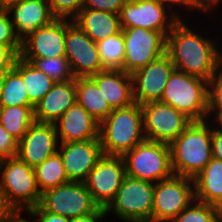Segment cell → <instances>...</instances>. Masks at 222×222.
I'll return each mask as SVG.
<instances>
[{"mask_svg":"<svg viewBox=\"0 0 222 222\" xmlns=\"http://www.w3.org/2000/svg\"><path fill=\"white\" fill-rule=\"evenodd\" d=\"M212 88V89H211ZM222 111V69L219 67L208 80V110L207 115L214 111Z\"/></svg>","mask_w":222,"mask_h":222,"instance_id":"cell-33","label":"cell"},{"mask_svg":"<svg viewBox=\"0 0 222 222\" xmlns=\"http://www.w3.org/2000/svg\"><path fill=\"white\" fill-rule=\"evenodd\" d=\"M125 176L122 156L103 155L88 174L84 185L99 207L106 208L115 198Z\"/></svg>","mask_w":222,"mask_h":222,"instance_id":"cell-14","label":"cell"},{"mask_svg":"<svg viewBox=\"0 0 222 222\" xmlns=\"http://www.w3.org/2000/svg\"><path fill=\"white\" fill-rule=\"evenodd\" d=\"M23 59L30 62L38 70L44 72L55 82H66L69 80H75V76L66 57Z\"/></svg>","mask_w":222,"mask_h":222,"instance_id":"cell-31","label":"cell"},{"mask_svg":"<svg viewBox=\"0 0 222 222\" xmlns=\"http://www.w3.org/2000/svg\"><path fill=\"white\" fill-rule=\"evenodd\" d=\"M34 106L28 99L21 75L13 68L6 73L0 97V107Z\"/></svg>","mask_w":222,"mask_h":222,"instance_id":"cell-30","label":"cell"},{"mask_svg":"<svg viewBox=\"0 0 222 222\" xmlns=\"http://www.w3.org/2000/svg\"><path fill=\"white\" fill-rule=\"evenodd\" d=\"M195 1L203 11L208 12L209 10H211V7H213L217 3L219 4L221 0H195Z\"/></svg>","mask_w":222,"mask_h":222,"instance_id":"cell-44","label":"cell"},{"mask_svg":"<svg viewBox=\"0 0 222 222\" xmlns=\"http://www.w3.org/2000/svg\"><path fill=\"white\" fill-rule=\"evenodd\" d=\"M125 43L123 71L133 74L166 53V37L145 28H122Z\"/></svg>","mask_w":222,"mask_h":222,"instance_id":"cell-10","label":"cell"},{"mask_svg":"<svg viewBox=\"0 0 222 222\" xmlns=\"http://www.w3.org/2000/svg\"><path fill=\"white\" fill-rule=\"evenodd\" d=\"M52 123L34 121L18 142L17 158L35 168L58 151V136Z\"/></svg>","mask_w":222,"mask_h":222,"instance_id":"cell-16","label":"cell"},{"mask_svg":"<svg viewBox=\"0 0 222 222\" xmlns=\"http://www.w3.org/2000/svg\"><path fill=\"white\" fill-rule=\"evenodd\" d=\"M166 9L158 0H128L119 13L121 27L145 28L167 37L180 17L174 12L168 18Z\"/></svg>","mask_w":222,"mask_h":222,"instance_id":"cell-13","label":"cell"},{"mask_svg":"<svg viewBox=\"0 0 222 222\" xmlns=\"http://www.w3.org/2000/svg\"><path fill=\"white\" fill-rule=\"evenodd\" d=\"M128 0H85L82 9H95L110 13H120Z\"/></svg>","mask_w":222,"mask_h":222,"instance_id":"cell-38","label":"cell"},{"mask_svg":"<svg viewBox=\"0 0 222 222\" xmlns=\"http://www.w3.org/2000/svg\"><path fill=\"white\" fill-rule=\"evenodd\" d=\"M122 158L127 176L157 183L173 175L167 143L145 139Z\"/></svg>","mask_w":222,"mask_h":222,"instance_id":"cell-5","label":"cell"},{"mask_svg":"<svg viewBox=\"0 0 222 222\" xmlns=\"http://www.w3.org/2000/svg\"><path fill=\"white\" fill-rule=\"evenodd\" d=\"M20 52L21 46H6L0 44V73H7L14 68Z\"/></svg>","mask_w":222,"mask_h":222,"instance_id":"cell-36","label":"cell"},{"mask_svg":"<svg viewBox=\"0 0 222 222\" xmlns=\"http://www.w3.org/2000/svg\"><path fill=\"white\" fill-rule=\"evenodd\" d=\"M160 101L183 113L191 121L208 120V81L175 69Z\"/></svg>","mask_w":222,"mask_h":222,"instance_id":"cell-4","label":"cell"},{"mask_svg":"<svg viewBox=\"0 0 222 222\" xmlns=\"http://www.w3.org/2000/svg\"><path fill=\"white\" fill-rule=\"evenodd\" d=\"M6 10H7V8L5 7V5L0 0V12H4Z\"/></svg>","mask_w":222,"mask_h":222,"instance_id":"cell-49","label":"cell"},{"mask_svg":"<svg viewBox=\"0 0 222 222\" xmlns=\"http://www.w3.org/2000/svg\"><path fill=\"white\" fill-rule=\"evenodd\" d=\"M18 140L0 124V160L17 156Z\"/></svg>","mask_w":222,"mask_h":222,"instance_id":"cell-37","label":"cell"},{"mask_svg":"<svg viewBox=\"0 0 222 222\" xmlns=\"http://www.w3.org/2000/svg\"><path fill=\"white\" fill-rule=\"evenodd\" d=\"M143 131L151 141L170 144L192 122L183 113L161 101L141 105Z\"/></svg>","mask_w":222,"mask_h":222,"instance_id":"cell-11","label":"cell"},{"mask_svg":"<svg viewBox=\"0 0 222 222\" xmlns=\"http://www.w3.org/2000/svg\"><path fill=\"white\" fill-rule=\"evenodd\" d=\"M105 215V208L99 207L95 212L71 218L69 222H99Z\"/></svg>","mask_w":222,"mask_h":222,"instance_id":"cell-42","label":"cell"},{"mask_svg":"<svg viewBox=\"0 0 222 222\" xmlns=\"http://www.w3.org/2000/svg\"><path fill=\"white\" fill-rule=\"evenodd\" d=\"M220 215L222 216V201L217 205Z\"/></svg>","mask_w":222,"mask_h":222,"instance_id":"cell-50","label":"cell"},{"mask_svg":"<svg viewBox=\"0 0 222 222\" xmlns=\"http://www.w3.org/2000/svg\"><path fill=\"white\" fill-rule=\"evenodd\" d=\"M60 143L83 142L90 139H99V123L75 102L54 123Z\"/></svg>","mask_w":222,"mask_h":222,"instance_id":"cell-20","label":"cell"},{"mask_svg":"<svg viewBox=\"0 0 222 222\" xmlns=\"http://www.w3.org/2000/svg\"><path fill=\"white\" fill-rule=\"evenodd\" d=\"M90 78L96 83L112 109L125 108L135 103L132 74L123 70H103Z\"/></svg>","mask_w":222,"mask_h":222,"instance_id":"cell-22","label":"cell"},{"mask_svg":"<svg viewBox=\"0 0 222 222\" xmlns=\"http://www.w3.org/2000/svg\"><path fill=\"white\" fill-rule=\"evenodd\" d=\"M7 10L9 14L13 12L11 22L20 44L38 28L56 19L51 11L49 0H20L10 5Z\"/></svg>","mask_w":222,"mask_h":222,"instance_id":"cell-19","label":"cell"},{"mask_svg":"<svg viewBox=\"0 0 222 222\" xmlns=\"http://www.w3.org/2000/svg\"><path fill=\"white\" fill-rule=\"evenodd\" d=\"M97 47L104 70H123L125 43L122 30L97 42Z\"/></svg>","mask_w":222,"mask_h":222,"instance_id":"cell-29","label":"cell"},{"mask_svg":"<svg viewBox=\"0 0 222 222\" xmlns=\"http://www.w3.org/2000/svg\"><path fill=\"white\" fill-rule=\"evenodd\" d=\"M65 57L75 76L90 77L103 71V66L98 53L97 43L94 42L72 20L66 19Z\"/></svg>","mask_w":222,"mask_h":222,"instance_id":"cell-12","label":"cell"},{"mask_svg":"<svg viewBox=\"0 0 222 222\" xmlns=\"http://www.w3.org/2000/svg\"><path fill=\"white\" fill-rule=\"evenodd\" d=\"M216 117H215V120H216V122L218 121V126H221V127H216V130L217 131H220V132H222V111L221 112H216ZM219 128H221V129H219Z\"/></svg>","mask_w":222,"mask_h":222,"instance_id":"cell-46","label":"cell"},{"mask_svg":"<svg viewBox=\"0 0 222 222\" xmlns=\"http://www.w3.org/2000/svg\"><path fill=\"white\" fill-rule=\"evenodd\" d=\"M66 19L38 28L21 44V58L65 57Z\"/></svg>","mask_w":222,"mask_h":222,"instance_id":"cell-18","label":"cell"},{"mask_svg":"<svg viewBox=\"0 0 222 222\" xmlns=\"http://www.w3.org/2000/svg\"><path fill=\"white\" fill-rule=\"evenodd\" d=\"M20 0H1V2L8 8L10 5L18 3Z\"/></svg>","mask_w":222,"mask_h":222,"instance_id":"cell-48","label":"cell"},{"mask_svg":"<svg viewBox=\"0 0 222 222\" xmlns=\"http://www.w3.org/2000/svg\"><path fill=\"white\" fill-rule=\"evenodd\" d=\"M35 106L0 107V124L18 141L27 132L34 119Z\"/></svg>","mask_w":222,"mask_h":222,"instance_id":"cell-27","label":"cell"},{"mask_svg":"<svg viewBox=\"0 0 222 222\" xmlns=\"http://www.w3.org/2000/svg\"><path fill=\"white\" fill-rule=\"evenodd\" d=\"M161 4H163L164 6L167 7V5L170 6L171 8V5H174L173 3H175L176 5L177 4H180V5H185V7H190L191 9L195 7V9H199L200 11H203L199 6L198 4L196 3L195 0H158Z\"/></svg>","mask_w":222,"mask_h":222,"instance_id":"cell-43","label":"cell"},{"mask_svg":"<svg viewBox=\"0 0 222 222\" xmlns=\"http://www.w3.org/2000/svg\"><path fill=\"white\" fill-rule=\"evenodd\" d=\"M39 204L46 211L69 219L93 213L99 208L84 182L73 181L43 192Z\"/></svg>","mask_w":222,"mask_h":222,"instance_id":"cell-9","label":"cell"},{"mask_svg":"<svg viewBox=\"0 0 222 222\" xmlns=\"http://www.w3.org/2000/svg\"><path fill=\"white\" fill-rule=\"evenodd\" d=\"M76 102V78L56 82L34 107V119L54 124Z\"/></svg>","mask_w":222,"mask_h":222,"instance_id":"cell-21","label":"cell"},{"mask_svg":"<svg viewBox=\"0 0 222 222\" xmlns=\"http://www.w3.org/2000/svg\"><path fill=\"white\" fill-rule=\"evenodd\" d=\"M174 70L175 66L166 53L145 67L136 70L132 74L134 102L144 105L160 101L167 81Z\"/></svg>","mask_w":222,"mask_h":222,"instance_id":"cell-15","label":"cell"},{"mask_svg":"<svg viewBox=\"0 0 222 222\" xmlns=\"http://www.w3.org/2000/svg\"><path fill=\"white\" fill-rule=\"evenodd\" d=\"M36 184L41 194L49 189L69 182L63 160L57 151L34 168Z\"/></svg>","mask_w":222,"mask_h":222,"instance_id":"cell-28","label":"cell"},{"mask_svg":"<svg viewBox=\"0 0 222 222\" xmlns=\"http://www.w3.org/2000/svg\"><path fill=\"white\" fill-rule=\"evenodd\" d=\"M213 158L222 160V132L211 128Z\"/></svg>","mask_w":222,"mask_h":222,"instance_id":"cell-41","label":"cell"},{"mask_svg":"<svg viewBox=\"0 0 222 222\" xmlns=\"http://www.w3.org/2000/svg\"><path fill=\"white\" fill-rule=\"evenodd\" d=\"M173 174L194 178L213 158L211 128L204 121H192L170 144Z\"/></svg>","mask_w":222,"mask_h":222,"instance_id":"cell-2","label":"cell"},{"mask_svg":"<svg viewBox=\"0 0 222 222\" xmlns=\"http://www.w3.org/2000/svg\"><path fill=\"white\" fill-rule=\"evenodd\" d=\"M193 185V178L175 174L155 183L152 222H171L195 200Z\"/></svg>","mask_w":222,"mask_h":222,"instance_id":"cell-8","label":"cell"},{"mask_svg":"<svg viewBox=\"0 0 222 222\" xmlns=\"http://www.w3.org/2000/svg\"><path fill=\"white\" fill-rule=\"evenodd\" d=\"M193 180L196 200L216 206L222 201V160L212 158Z\"/></svg>","mask_w":222,"mask_h":222,"instance_id":"cell-24","label":"cell"},{"mask_svg":"<svg viewBox=\"0 0 222 222\" xmlns=\"http://www.w3.org/2000/svg\"><path fill=\"white\" fill-rule=\"evenodd\" d=\"M14 69L21 75L29 101L35 106L56 83L44 72L38 70L30 62L20 56Z\"/></svg>","mask_w":222,"mask_h":222,"instance_id":"cell-26","label":"cell"},{"mask_svg":"<svg viewBox=\"0 0 222 222\" xmlns=\"http://www.w3.org/2000/svg\"><path fill=\"white\" fill-rule=\"evenodd\" d=\"M20 212L21 211H16L9 219L7 222H31L29 220L23 219V217H20ZM33 222V221H32Z\"/></svg>","mask_w":222,"mask_h":222,"instance_id":"cell-45","label":"cell"},{"mask_svg":"<svg viewBox=\"0 0 222 222\" xmlns=\"http://www.w3.org/2000/svg\"><path fill=\"white\" fill-rule=\"evenodd\" d=\"M8 10L0 12V44L6 46H21L16 38Z\"/></svg>","mask_w":222,"mask_h":222,"instance_id":"cell-35","label":"cell"},{"mask_svg":"<svg viewBox=\"0 0 222 222\" xmlns=\"http://www.w3.org/2000/svg\"><path fill=\"white\" fill-rule=\"evenodd\" d=\"M84 2L85 0H49L51 11L56 18L72 17L71 20L79 14Z\"/></svg>","mask_w":222,"mask_h":222,"instance_id":"cell-34","label":"cell"},{"mask_svg":"<svg viewBox=\"0 0 222 222\" xmlns=\"http://www.w3.org/2000/svg\"><path fill=\"white\" fill-rule=\"evenodd\" d=\"M28 213L32 216L33 218L37 217V219L40 222H69L70 219L61 216L59 214H54L49 211H46L40 204L37 206H34L28 210Z\"/></svg>","mask_w":222,"mask_h":222,"instance_id":"cell-39","label":"cell"},{"mask_svg":"<svg viewBox=\"0 0 222 222\" xmlns=\"http://www.w3.org/2000/svg\"><path fill=\"white\" fill-rule=\"evenodd\" d=\"M69 181L84 182L97 161L103 156L99 139L60 143L58 150Z\"/></svg>","mask_w":222,"mask_h":222,"instance_id":"cell-17","label":"cell"},{"mask_svg":"<svg viewBox=\"0 0 222 222\" xmlns=\"http://www.w3.org/2000/svg\"><path fill=\"white\" fill-rule=\"evenodd\" d=\"M214 41L192 31L181 19L166 37V54L175 69L209 80L222 66V53Z\"/></svg>","mask_w":222,"mask_h":222,"instance_id":"cell-1","label":"cell"},{"mask_svg":"<svg viewBox=\"0 0 222 222\" xmlns=\"http://www.w3.org/2000/svg\"><path fill=\"white\" fill-rule=\"evenodd\" d=\"M171 222H222V216L216 205L207 204L195 199Z\"/></svg>","mask_w":222,"mask_h":222,"instance_id":"cell-32","label":"cell"},{"mask_svg":"<svg viewBox=\"0 0 222 222\" xmlns=\"http://www.w3.org/2000/svg\"><path fill=\"white\" fill-rule=\"evenodd\" d=\"M73 21L96 43L122 30L118 13L81 9Z\"/></svg>","mask_w":222,"mask_h":222,"instance_id":"cell-23","label":"cell"},{"mask_svg":"<svg viewBox=\"0 0 222 222\" xmlns=\"http://www.w3.org/2000/svg\"><path fill=\"white\" fill-rule=\"evenodd\" d=\"M5 77H6V73H0V97H1L3 86H4Z\"/></svg>","mask_w":222,"mask_h":222,"instance_id":"cell-47","label":"cell"},{"mask_svg":"<svg viewBox=\"0 0 222 222\" xmlns=\"http://www.w3.org/2000/svg\"><path fill=\"white\" fill-rule=\"evenodd\" d=\"M155 183L125 176L115 198L105 208L126 222H152ZM113 209V210H112Z\"/></svg>","mask_w":222,"mask_h":222,"instance_id":"cell-7","label":"cell"},{"mask_svg":"<svg viewBox=\"0 0 222 222\" xmlns=\"http://www.w3.org/2000/svg\"><path fill=\"white\" fill-rule=\"evenodd\" d=\"M141 105L113 109L99 124L103 155L122 156L145 140Z\"/></svg>","mask_w":222,"mask_h":222,"instance_id":"cell-3","label":"cell"},{"mask_svg":"<svg viewBox=\"0 0 222 222\" xmlns=\"http://www.w3.org/2000/svg\"><path fill=\"white\" fill-rule=\"evenodd\" d=\"M0 173V188L16 211H28L40 203L34 168L17 157L5 158L0 160Z\"/></svg>","mask_w":222,"mask_h":222,"instance_id":"cell-6","label":"cell"},{"mask_svg":"<svg viewBox=\"0 0 222 222\" xmlns=\"http://www.w3.org/2000/svg\"><path fill=\"white\" fill-rule=\"evenodd\" d=\"M15 212L16 209L8 202L0 188V222H7Z\"/></svg>","mask_w":222,"mask_h":222,"instance_id":"cell-40","label":"cell"},{"mask_svg":"<svg viewBox=\"0 0 222 222\" xmlns=\"http://www.w3.org/2000/svg\"><path fill=\"white\" fill-rule=\"evenodd\" d=\"M76 102L100 124L113 110L90 77L76 78Z\"/></svg>","mask_w":222,"mask_h":222,"instance_id":"cell-25","label":"cell"}]
</instances>
